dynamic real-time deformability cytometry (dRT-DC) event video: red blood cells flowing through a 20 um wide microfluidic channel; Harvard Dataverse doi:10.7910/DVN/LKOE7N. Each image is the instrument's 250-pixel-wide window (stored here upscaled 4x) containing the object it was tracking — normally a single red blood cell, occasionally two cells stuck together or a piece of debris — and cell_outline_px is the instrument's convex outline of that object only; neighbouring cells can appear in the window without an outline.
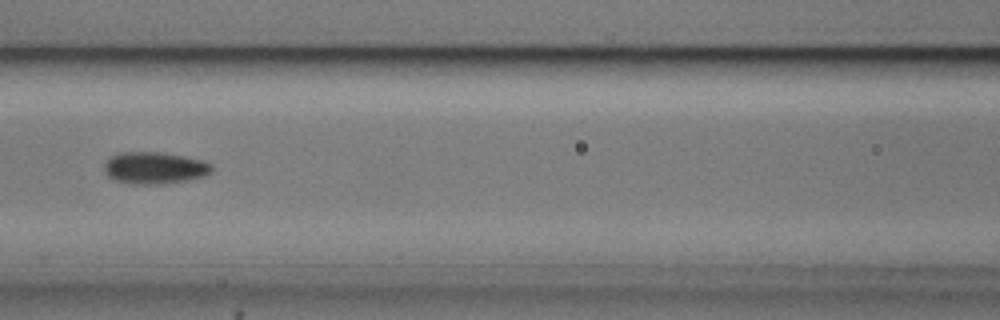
{"species": "common noctule bat (a hibernating species)", "species_latin": "Nyctalus noctula", "temperature_condition": "cold", "stored_images_in_passage": 8, "camera_frame_rate_fps": 3000, "um_per_image_px": 0.085, "animal": {"sex": "male", "body_mass_g": 20.5, "forearm_length_mm": 52.5}, "frame": {"image": 1, "passage_image": 5, "time_ms": 5.667, "image_size_px": [1000, 320], "cell_outline_px": [[212, 172], [204, 176], [188, 180], [164, 184], [132, 184], [112, 180], [108, 176], [104, 168], [104, 164], [108, 156], [120, 152], [160, 152], [184, 156], [200, 160], [212, 164]], "centroid_in_image_um": [13.1, 14.27], "position_along_channel_um": 153.5, "area_um2": 20.23}}
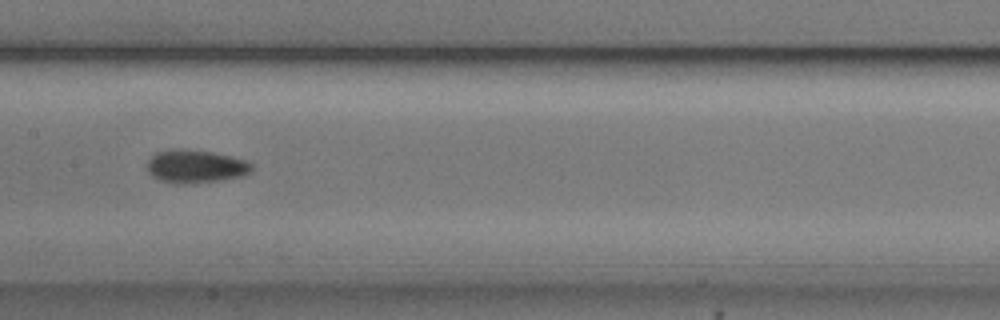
{"frame": {"image": 2, "passage_image": 6, "time_ms": 6.667, "image_size_px": [1000, 320], "cell_outline_px": [[252, 172], [240, 176], [216, 180], [184, 184], [176, 184], [160, 180], [152, 176], [148, 172], [148, 160], [156, 152], [168, 148], [180, 148], [212, 152], [232, 156], [248, 160], [252, 164]], "centroid_in_image_um": [16.61, 14.12], "position_along_channel_um": 190.8, "area_um2": 20.29}}
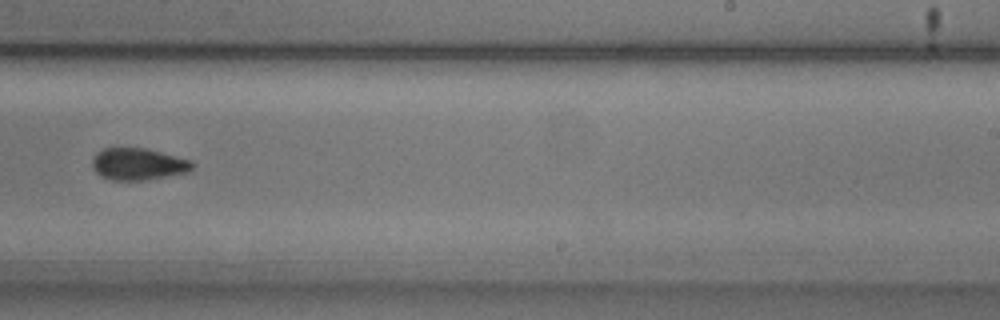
{"frame": {"image": 3, "passage_image": 8, "time_ms": 9.0, "image_size_px": [1000, 320], "cell_outline_px": [[196, 164], [188, 172], [144, 180], [112, 180], [100, 176], [92, 168], [92, 156], [96, 152], [104, 148], [144, 148], [192, 160]], "centroid_in_image_um": [11.72, 13.94], "position_along_channel_um": 277.3, "area_um2": 18.67}}